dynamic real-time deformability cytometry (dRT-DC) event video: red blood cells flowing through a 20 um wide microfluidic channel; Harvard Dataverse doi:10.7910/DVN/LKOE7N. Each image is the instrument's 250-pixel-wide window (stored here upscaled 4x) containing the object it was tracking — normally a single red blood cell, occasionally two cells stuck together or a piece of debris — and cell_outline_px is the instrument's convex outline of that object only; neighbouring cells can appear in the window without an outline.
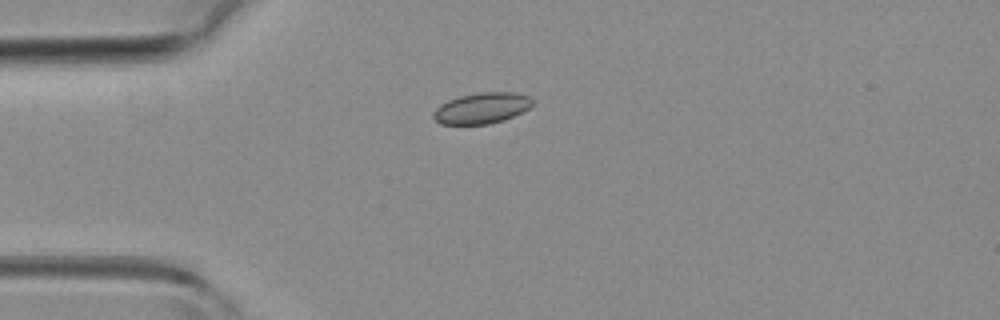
{"species": "common noctule bat (a hibernating species)", "species_latin": "Nyctalus noctula", "temperature_condition": "room temperature", "stored_images_in_passage": 35, "camera_frame_rate_fps": 3000, "um_per_image_px": 0.085, "animal": {"sex": "female", "body_mass_g": 19.3, "forearm_length_mm": 54.1}, "frame": {"image": 1, "passage_image": 1, "time_ms": 0.0, "image_size_px": [1000, 320], "cell_outline_px": [[532, 104], [528, 108], [504, 120], [488, 124], [440, 124], [432, 116], [432, 112], [440, 104], [448, 100], [460, 96], [480, 92], [512, 92], [528, 96], [532, 100]], "centroid_in_image_um": [40.9, 9.19], "position_along_channel_um": 44.1, "area_um2": 17.69}}
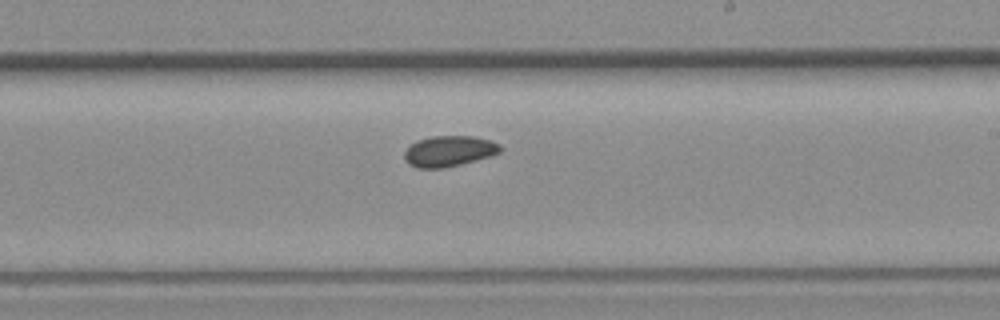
{"frame": {"image": 2, "passage_image": 16, "time_ms": 5.0, "image_size_px": [1000, 320], "cell_outline_px": [[500, 152], [492, 156], [444, 168], [416, 168], [408, 164], [404, 160], [404, 152], [408, 144], [416, 140], [432, 136], [472, 136], [488, 140], [500, 144]], "centroid_in_image_um": [38.1, 12.85], "position_along_channel_um": 250.9, "area_um2": 17.34}}
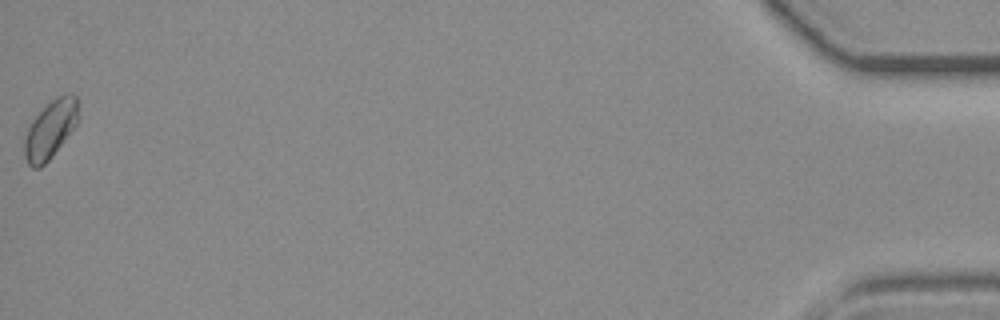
{"frame": {"image": 3, "passage_image": 35, "time_ms": 11.333, "image_size_px": [1000, 320], "cell_outline_px": [[76, 124], [52, 156], [40, 168], [32, 168], [28, 164], [24, 156], [24, 140], [28, 128], [32, 120], [56, 96], [64, 92], [72, 92], [76, 96]], "centroid_in_image_um": [4.25, 11.0], "position_along_channel_um": 431.0, "area_um2": 17.8}}